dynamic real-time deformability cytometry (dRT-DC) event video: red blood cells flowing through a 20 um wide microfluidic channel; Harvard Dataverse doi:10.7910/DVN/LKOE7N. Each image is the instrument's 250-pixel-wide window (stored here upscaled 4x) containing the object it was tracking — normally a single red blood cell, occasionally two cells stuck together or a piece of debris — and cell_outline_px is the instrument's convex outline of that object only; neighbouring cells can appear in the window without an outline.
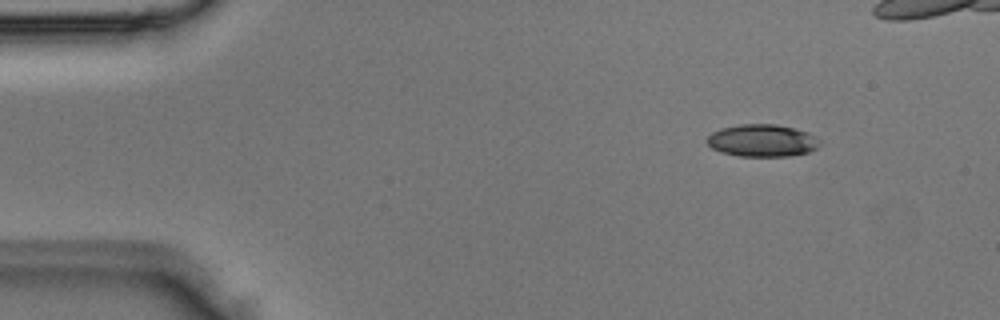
{"species": "Egyptian fruit bat (a non-hibernating species)", "species_latin": "Rousettus aegyptiacus", "temperature_condition": "room temperature", "stored_images_in_passage": 2, "camera_frame_rate_fps": 3000, "um_per_image_px": 0.085, "animal": {"sex": "male"}, "frame": {"image": 1, "passage_image": 2, "time_ms": 0.333, "image_size_px": [1000, 320], "cell_outline_px": [[820, 144], [816, 148], [808, 152], [788, 156], [740, 156], [720, 152], [712, 148], [704, 140], [712, 132], [720, 128], [740, 124], [776, 124], [808, 132], [816, 136], [820, 140]], "centroid_in_image_um": [64.76, 11.94], "position_along_channel_um": 20.2, "area_um2": 21.33}}